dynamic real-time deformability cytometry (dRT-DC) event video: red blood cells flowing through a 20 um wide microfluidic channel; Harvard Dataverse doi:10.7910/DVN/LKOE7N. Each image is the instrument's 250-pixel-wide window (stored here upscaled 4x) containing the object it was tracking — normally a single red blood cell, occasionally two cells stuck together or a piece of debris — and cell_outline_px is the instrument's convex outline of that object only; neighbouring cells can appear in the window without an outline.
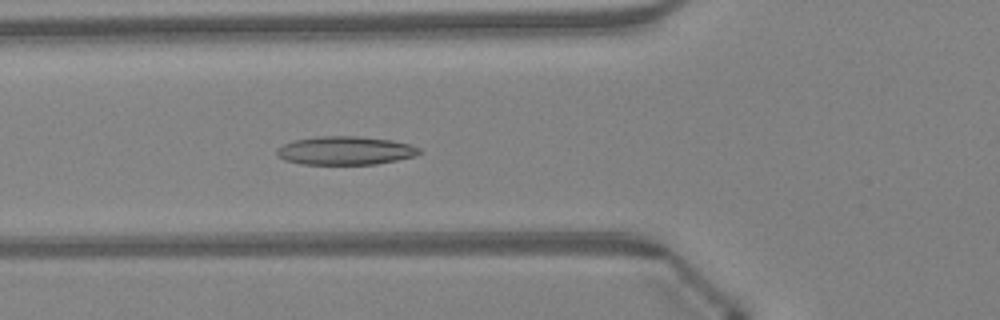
{"species": "Egyptian fruit bat (a non-hibernating species)", "species_latin": "Rousettus aegyptiacus", "temperature_condition": "warm", "stored_images_in_passage": 48, "camera_frame_rate_fps": 3000, "um_per_image_px": 0.085, "animal": {"sex": "female"}, "frame": {"image": 1, "passage_image": 18, "time_ms": 5.667, "image_size_px": [1000, 320], "cell_outline_px": [[424, 152], [416, 156], [376, 164], [304, 164], [284, 160], [276, 152], [276, 148], [284, 144], [296, 140], [316, 136], [356, 136], [392, 140], [408, 144], [420, 148]], "centroid_in_image_um": [29.38, 12.8], "position_along_channel_um": 96.4, "area_um2": 23.58}}
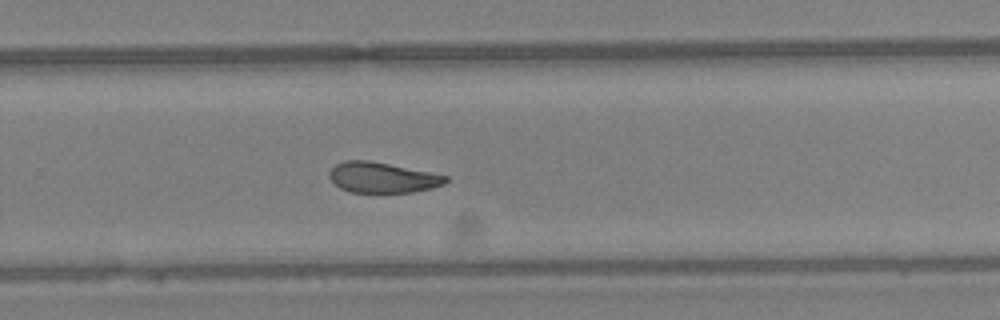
{"frame": {"image": 2, "passage_image": 32, "time_ms": 10.333, "image_size_px": [1000, 320], "cell_outline_px": [[448, 180], [444, 184], [432, 188], [412, 192], [348, 192], [340, 188], [328, 176], [328, 172], [336, 164], [344, 160], [368, 160], [448, 176]], "centroid_in_image_um": [32.47, 15.09], "position_along_channel_um": 297.3, "area_um2": 20.46}}
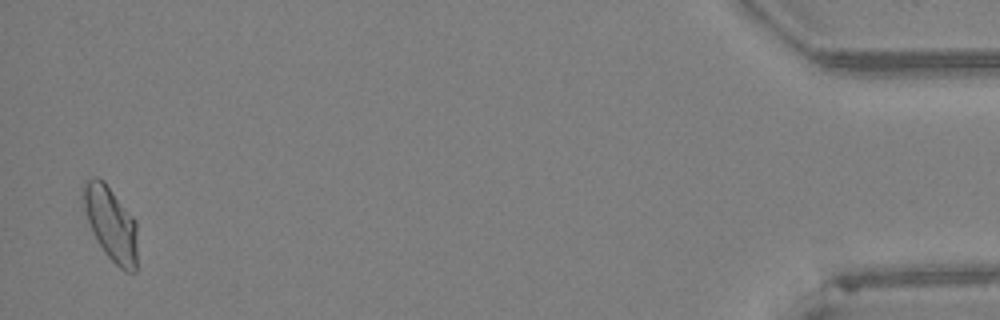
{"frame": {"image": 3, "passage_image": 47, "time_ms": 15.333, "image_size_px": [1000, 320], "cell_outline_px": [[136, 272], [124, 272], [104, 252], [96, 240], [92, 232], [80, 196], [84, 180], [92, 176], [96, 176], [104, 180], [136, 220]], "centroid_in_image_um": [9.39, 18.95], "position_along_channel_um": 425.8, "area_um2": 23.7}, "authors_computed_cell_mechanics": {"area_um2": 22.7732, "velocity_mm_per_s": 4.3179, "shape_relaxation_time_tau1_ms": null, "shape_relaxation_time_tau2_ms": 3.1435, "deformation_change_tau1": null, "deformation_change_tau2": 0.0916}}